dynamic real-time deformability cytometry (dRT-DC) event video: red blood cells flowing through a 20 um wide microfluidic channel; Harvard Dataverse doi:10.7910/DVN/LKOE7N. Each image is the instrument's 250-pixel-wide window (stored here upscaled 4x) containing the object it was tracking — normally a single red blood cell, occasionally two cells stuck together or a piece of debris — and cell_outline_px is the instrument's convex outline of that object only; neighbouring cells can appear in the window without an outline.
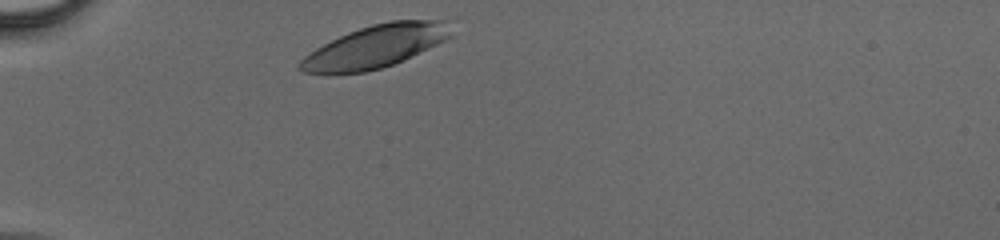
{"species": "human", "species_latin": "Homo sapiens", "temperature_condition": "cold", "stored_images_in_passage": 27, "camera_frame_rate_fps": 3000, "um_per_image_px": 0.085, "donor": {"sex": "male"}, "frame": {"image": 1, "passage_image": 1, "time_ms": 0.0, "image_size_px": [1000, 240], "cell_outline_px": [[452, 36], [404, 60], [380, 68], [364, 72], [304, 72], [296, 68], [296, 64], [304, 56], [316, 48], [348, 32], [372, 24], [392, 20], [448, 20]], "centroid_in_image_um": [31.92, 3.93], "position_along_channel_um": 53.1, "area_um2": 36.93}}
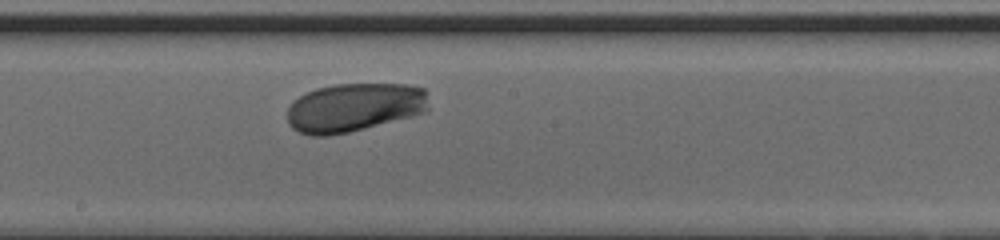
{"frame": {"image": 2, "passage_image": 14, "time_ms": 4.333, "image_size_px": [1000, 240], "cell_outline_px": [[428, 108], [424, 112], [412, 116], [348, 132], [328, 136], [308, 136], [292, 128], [288, 124], [288, 108], [300, 96], [316, 88], [336, 84], [408, 84], [424, 88], [428, 92]], "centroid_in_image_um": [30.13, 9.13], "position_along_channel_um": 218.1, "area_um2": 40.17}}
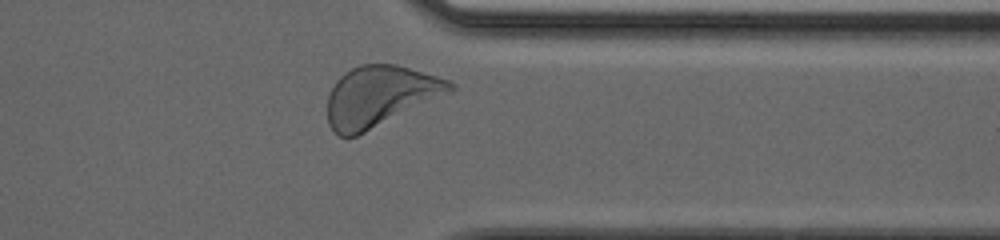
{"frame": {"image": 3, "passage_image": 25, "time_ms": 8.0, "image_size_px": [1000, 240], "cell_outline_px": [[456, 88], [452, 92], [356, 136], [340, 136], [332, 132], [328, 124], [328, 96], [336, 80], [344, 72], [360, 64], [396, 64], [436, 76], [448, 80], [456, 84]], "centroid_in_image_um": [32.28, 8.17], "position_along_channel_um": 379.1, "area_um2": 43.12}}